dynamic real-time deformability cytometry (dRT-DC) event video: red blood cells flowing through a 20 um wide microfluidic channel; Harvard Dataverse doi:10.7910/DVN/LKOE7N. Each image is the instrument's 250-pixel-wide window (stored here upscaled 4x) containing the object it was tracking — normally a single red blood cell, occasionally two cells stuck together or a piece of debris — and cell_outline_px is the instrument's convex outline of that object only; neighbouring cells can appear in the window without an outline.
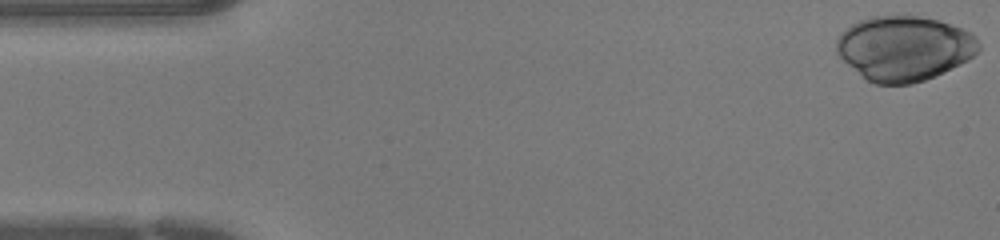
{"species": "human", "species_latin": "Homo sapiens", "temperature_condition": "warm", "stored_images_in_passage": 44, "camera_frame_rate_fps": 3000, "um_per_image_px": 0.085, "donor": {"sex": "female"}, "frame": {"image": 1, "passage_image": 1, "time_ms": 0.0, "image_size_px": [1000, 240], "cell_outline_px": [[980, 48], [968, 60], [960, 64], [924, 80], [912, 84], [876, 84], [868, 80], [848, 64], [836, 52], [836, 40], [840, 32], [844, 28], [860, 20], [872, 16], [920, 16], [936, 20], [972, 32], [976, 36], [980, 44]], "centroid_in_image_um": [76.85, 4.09], "position_along_channel_um": 8.2, "area_um2": 53.35}}
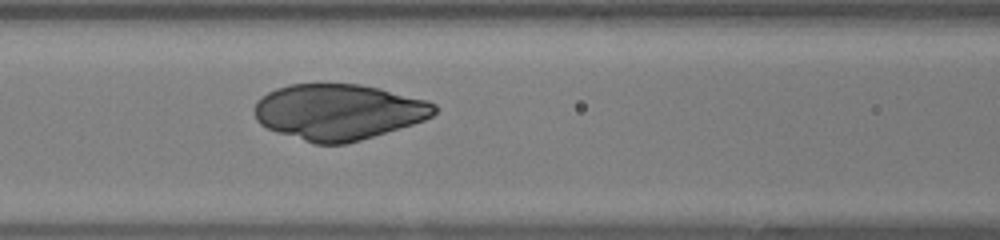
{"frame": {"image": 2, "passage_image": 18, "time_ms": 5.667, "image_size_px": [1000, 240], "cell_outline_px": [[436, 112], [432, 116], [424, 120], [412, 124], [360, 140], [344, 144], [316, 144], [276, 132], [260, 124], [256, 120], [256, 104], [260, 96], [276, 88], [288, 84], [360, 84], [380, 88], [428, 100], [436, 104]], "centroid_in_image_um": [28.78, 9.5], "position_along_channel_um": 137.8, "area_um2": 58.44}}
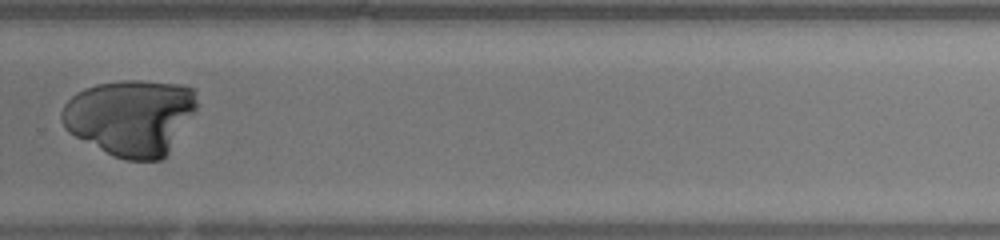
{"frame": {"image": 3, "passage_image": 30, "time_ms": 9.667, "image_size_px": [1000, 240], "cell_outline_px": [[196, 108], [168, 152], [160, 160], [124, 160], [112, 156], [68, 132], [64, 128], [60, 120], [60, 112], [64, 104], [76, 92], [84, 88], [96, 84], [120, 80], [140, 80], [184, 84], [196, 88]], "centroid_in_image_um": [11.07, 9.94], "position_along_channel_um": 318.7, "area_um2": 60.17}}